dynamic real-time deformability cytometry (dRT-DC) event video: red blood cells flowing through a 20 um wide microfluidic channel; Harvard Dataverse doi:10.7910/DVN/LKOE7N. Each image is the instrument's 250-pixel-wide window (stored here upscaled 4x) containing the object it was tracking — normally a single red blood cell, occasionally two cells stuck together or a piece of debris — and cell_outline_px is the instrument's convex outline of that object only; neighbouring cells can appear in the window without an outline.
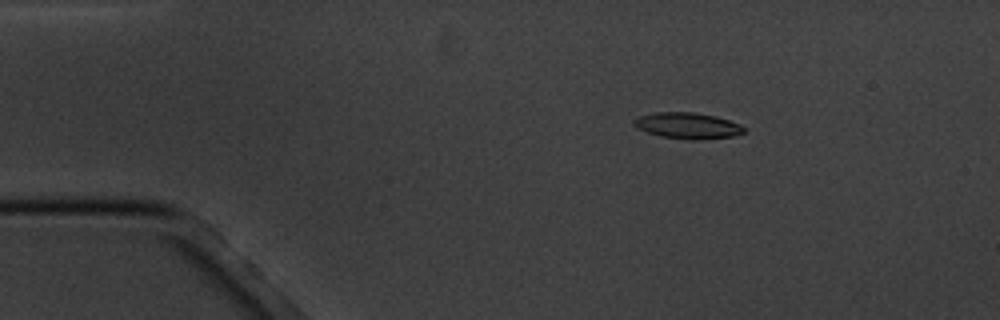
{"species": "common noctule bat (a hibernating species)", "species_latin": "Nyctalus noctula", "temperature_condition": "cold", "stored_images_in_passage": 4, "camera_frame_rate_fps": 3000, "um_per_image_px": 0.085, "animal": {"sex": "male", "body_mass_g": 20.1, "forearm_length_mm": 53.5}, "frame": {"image": 1, "passage_image": 2, "time_ms": 1.333, "image_size_px": [1000, 320], "cell_outline_px": [[744, 132], [732, 136], [692, 140], [660, 136], [636, 128], [632, 124], [632, 120], [636, 116], [656, 112], [692, 112], [716, 116], [740, 124], [744, 128]], "centroid_in_image_um": [58.38, 10.66], "position_along_channel_um": 26.6, "area_um2": 16.7}}